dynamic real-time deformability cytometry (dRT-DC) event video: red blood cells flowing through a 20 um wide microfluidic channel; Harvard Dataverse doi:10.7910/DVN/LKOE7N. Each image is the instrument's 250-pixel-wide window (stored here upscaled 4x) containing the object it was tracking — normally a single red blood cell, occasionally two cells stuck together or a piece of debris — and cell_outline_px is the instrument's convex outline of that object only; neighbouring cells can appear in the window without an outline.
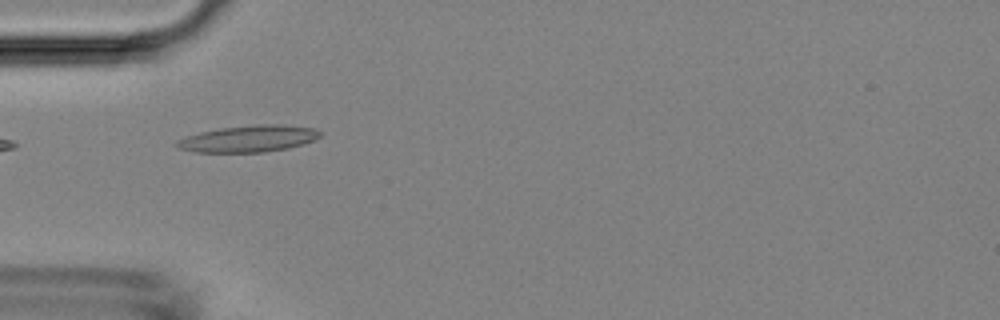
{"species": "Egyptian fruit bat (a non-hibernating species)", "species_latin": "Rousettus aegyptiacus", "temperature_condition": "room temperature", "stored_images_in_passage": 3, "camera_frame_rate_fps": 3000, "um_per_image_px": 0.085, "animal": {"sex": "female"}, "frame": {"image": 1, "passage_image": 1, "time_ms": 0.0, "image_size_px": [1000, 320], "cell_outline_px": [[320, 136], [316, 140], [288, 148], [264, 152], [192, 152], [176, 148], [172, 144], [176, 140], [184, 136], [200, 132], [220, 128], [256, 124], [280, 124], [312, 128], [320, 132]], "centroid_in_image_um": [21.04, 11.79], "position_along_channel_um": 64.0, "area_um2": 22.48}}